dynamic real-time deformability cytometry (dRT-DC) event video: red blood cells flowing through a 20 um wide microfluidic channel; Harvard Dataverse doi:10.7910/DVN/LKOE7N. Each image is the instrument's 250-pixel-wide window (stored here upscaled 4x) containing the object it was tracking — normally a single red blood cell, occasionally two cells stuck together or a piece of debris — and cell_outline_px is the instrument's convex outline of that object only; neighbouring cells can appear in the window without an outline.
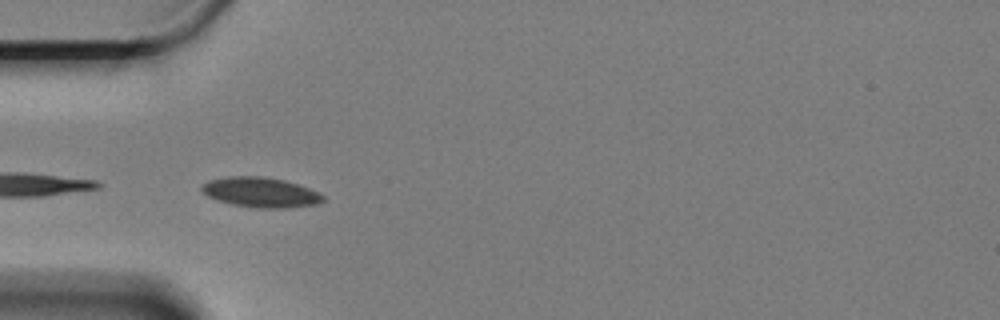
{"species": "Egyptian fruit bat (a non-hibernating species)", "species_latin": "Rousettus aegyptiacus", "temperature_condition": "cold", "stored_images_in_passage": 42, "camera_frame_rate_fps": 3000, "um_per_image_px": 0.085, "animal": {"sex": "female"}, "frame": {"image": 1, "passage_image": 1, "time_ms": 0.0, "image_size_px": [1000, 320], "cell_outline_px": [[324, 200], [316, 204], [288, 208], [260, 208], [232, 204], [208, 196], [200, 188], [208, 180], [228, 176], [260, 176], [284, 180], [308, 188], [324, 196]], "centroid_in_image_um": [22.15, 16.34], "position_along_channel_um": 62.9, "area_um2": 20.87}}
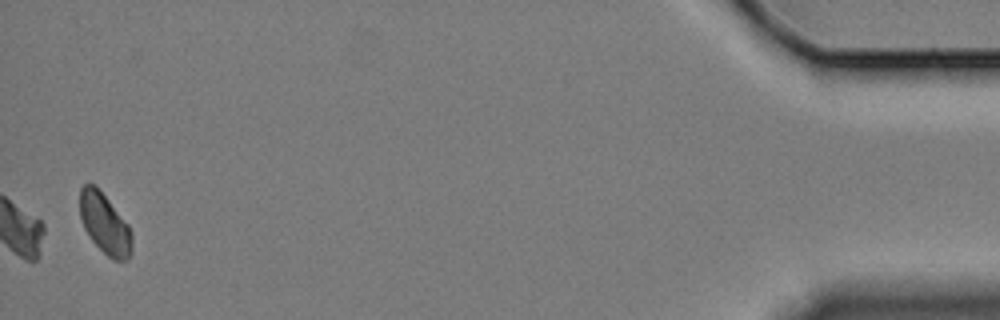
{"frame": {"image": 2, "passage_image": 42, "time_ms": 13.667, "image_size_px": [1000, 320], "cell_outline_px": [[132, 252], [128, 260], [112, 260], [92, 240], [84, 228], [80, 216], [80, 188], [84, 184], [92, 184], [108, 200], [128, 224], [132, 232]], "centroid_in_image_um": [8.92, 19.05], "position_along_channel_um": 426.3, "area_um2": 18.09}, "authors_computed_cell_mechanics": {"area_um2": 18.3226, "velocity_mm_per_s": 3.2727, "shape_relaxation_time_tau1_ms": 2.9185, "shape_relaxation_time_tau2_ms": null, "deformation_change_tau1": 0.0598, "deformation_change_tau2": null}}